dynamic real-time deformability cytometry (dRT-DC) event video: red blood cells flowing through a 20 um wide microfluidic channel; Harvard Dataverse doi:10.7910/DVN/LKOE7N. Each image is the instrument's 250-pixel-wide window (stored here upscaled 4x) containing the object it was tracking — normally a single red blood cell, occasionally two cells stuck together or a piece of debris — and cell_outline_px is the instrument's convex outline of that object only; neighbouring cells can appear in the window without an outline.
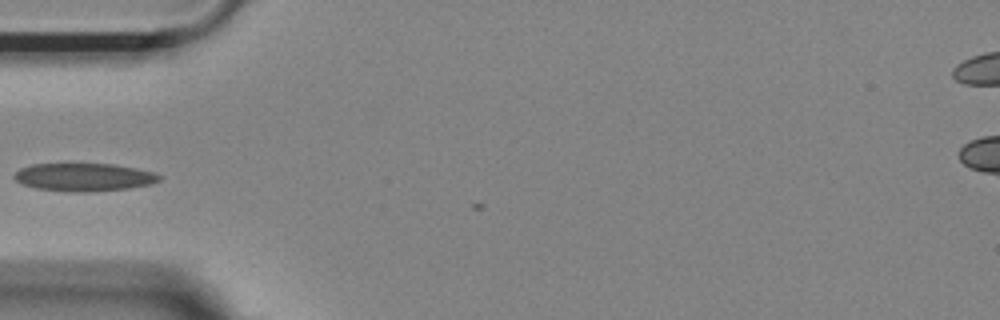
{"species": "Egyptian fruit bat (a non-hibernating species)", "species_latin": "Rousettus aegyptiacus", "temperature_condition": "room temperature", "stored_images_in_passage": 6, "camera_frame_rate_fps": 3000, "um_per_image_px": 0.085, "animal": {"sex": "female"}, "frame": {"image": 1, "passage_image": 1, "time_ms": 0.0, "image_size_px": [1000, 320], "cell_outline_px": [[160, 180], [152, 184], [128, 188], [92, 192], [68, 192], [36, 188], [20, 184], [12, 176], [20, 168], [32, 164], [112, 164], [156, 172], [160, 176]], "centroid_in_image_um": [7.12, 15.06], "position_along_channel_um": 77.9, "area_um2": 23.76}}
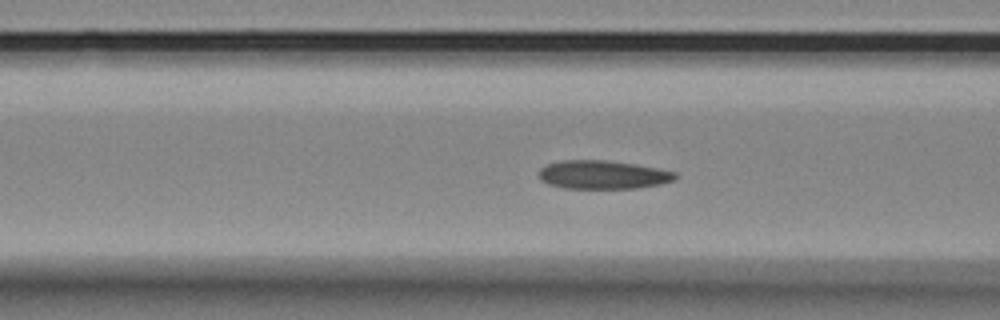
{"frame": {"image": 2, "passage_image": 4, "time_ms": 1.0, "image_size_px": [1000, 320], "cell_outline_px": [[680, 176], [672, 180], [660, 184], [636, 188], [564, 188], [548, 184], [540, 180], [540, 168], [548, 164], [560, 160], [604, 160], [636, 164], [676, 172]], "centroid_in_image_um": [51.24, 14.85], "position_along_channel_um": 115.4, "area_um2": 22.6}}